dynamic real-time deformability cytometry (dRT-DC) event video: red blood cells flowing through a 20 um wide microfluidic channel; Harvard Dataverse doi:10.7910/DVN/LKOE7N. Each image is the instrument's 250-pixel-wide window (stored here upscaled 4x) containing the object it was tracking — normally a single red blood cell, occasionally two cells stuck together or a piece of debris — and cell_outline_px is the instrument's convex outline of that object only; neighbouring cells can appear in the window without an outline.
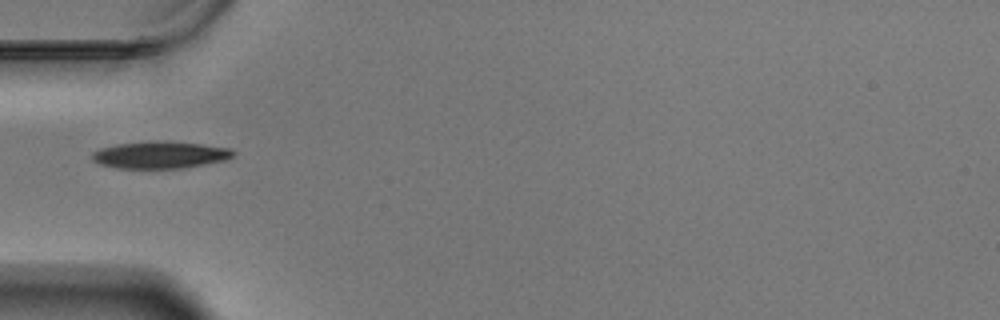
{"species": "Egyptian fruit bat (a non-hibernating species)", "species_latin": "Rousettus aegyptiacus", "temperature_condition": "warm", "stored_images_in_passage": 40, "camera_frame_rate_fps": 3000, "um_per_image_px": 0.085, "animal": {"sex": "male"}, "frame": {"image": 1, "passage_image": 1, "time_ms": 0.0, "image_size_px": [1000, 320], "cell_outline_px": [[236, 152], [228, 160], [184, 168], [116, 168], [100, 164], [92, 160], [92, 152], [100, 148], [116, 144], [156, 140], [200, 144], [232, 148]], "centroid_in_image_um": [13.63, 13.16], "position_along_channel_um": 71.4, "area_um2": 22.43}}
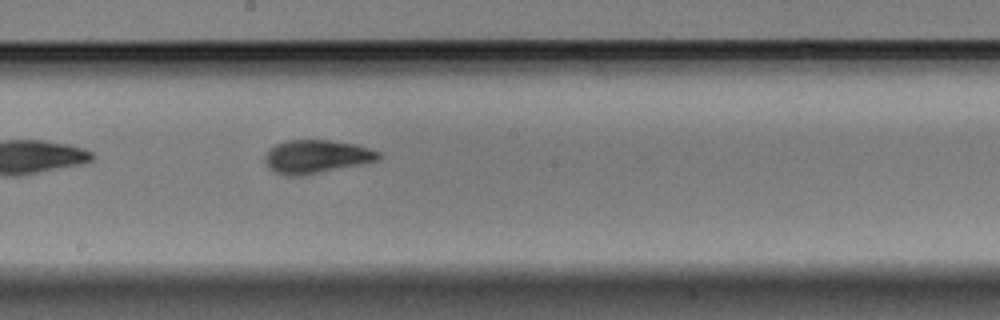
{"frame": {"image": 2, "passage_image": 14, "time_ms": 4.333, "image_size_px": [1000, 320], "cell_outline_px": [[380, 156], [376, 160], [364, 164], [308, 176], [284, 176], [268, 168], [264, 160], [264, 156], [276, 144], [284, 140], [328, 140], [356, 144], [380, 152]], "centroid_in_image_um": [26.89, 13.34], "position_along_channel_um": 221.3, "area_um2": 22.43}}
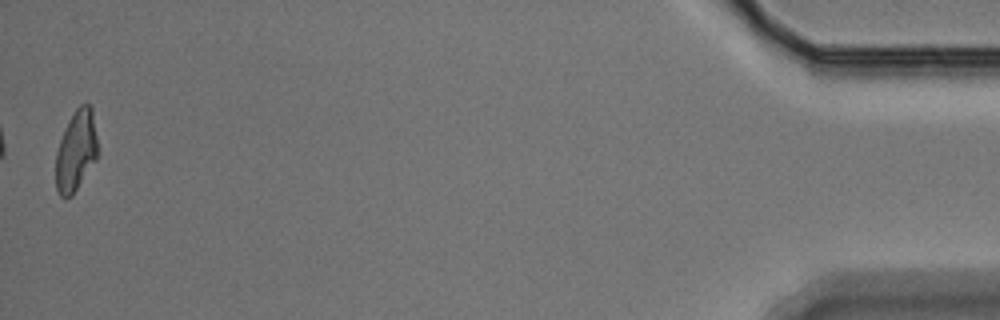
{"frame": {"image": 3, "passage_image": 40, "time_ms": 13.0, "image_size_px": [1000, 320], "cell_outline_px": [[96, 160], [72, 196], [60, 196], [56, 188], [56, 152], [60, 140], [68, 120], [76, 108], [80, 104], [88, 104], [92, 108], [96, 136]], "centroid_in_image_um": [6.45, 12.81], "position_along_channel_um": 428.8, "area_um2": 19.42}, "authors_computed_cell_mechanics": {"area_um2": 21.2126, "velocity_mm_per_s": 3.4355, "shape_relaxation_time_tau1_ms": 3.2047, "shape_relaxation_time_tau2_ms": 1.0086, "deformation_change_tau1": 0.1295, "deformation_change_tau2": 0.0557}}